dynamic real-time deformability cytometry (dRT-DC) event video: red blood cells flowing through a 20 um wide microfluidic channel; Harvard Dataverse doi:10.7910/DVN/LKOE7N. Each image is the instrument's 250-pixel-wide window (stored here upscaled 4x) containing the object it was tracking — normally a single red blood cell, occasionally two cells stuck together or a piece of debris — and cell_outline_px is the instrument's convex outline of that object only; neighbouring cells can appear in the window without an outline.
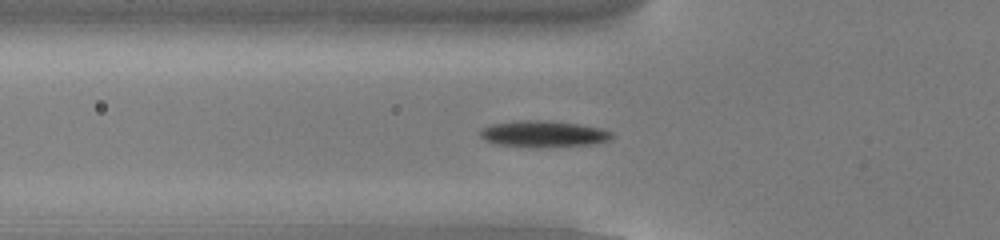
{"species": "common noctule bat (a hibernating species)", "species_latin": "Nyctalus noctula", "temperature_condition": "cold", "stored_images_in_passage": 53, "camera_frame_rate_fps": 3000, "um_per_image_px": 0.085, "animal": {"sex": "male", "body_mass_g": 13.0, "forearm_length_mm": 53.1}, "frame": {"image": 1, "passage_image": 18, "time_ms": 5.667, "image_size_px": [1000, 240], "cell_outline_px": [[616, 136], [608, 140], [596, 144], [536, 148], [532, 148], [496, 144], [484, 140], [480, 136], [480, 128], [492, 124], [516, 120], [552, 120], [580, 124], [600, 128], [612, 132]], "centroid_in_image_um": [46.2, 11.38], "position_along_channel_um": 79.6, "area_um2": 20.81}}
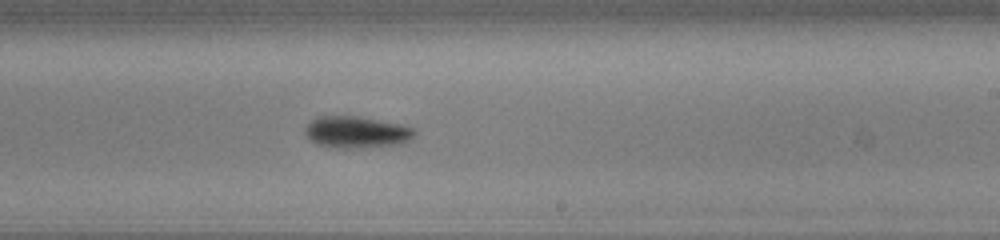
{"frame": {"image": 2, "passage_image": 32, "time_ms": 10.333, "image_size_px": [1000, 240], "cell_outline_px": [[416, 132], [404, 144], [364, 148], [336, 148], [316, 144], [304, 132], [304, 128], [316, 116], [356, 116], [400, 124], [416, 128]], "centroid_in_image_um": [30.32, 11.24], "position_along_channel_um": 258.7, "area_um2": 20.35}}
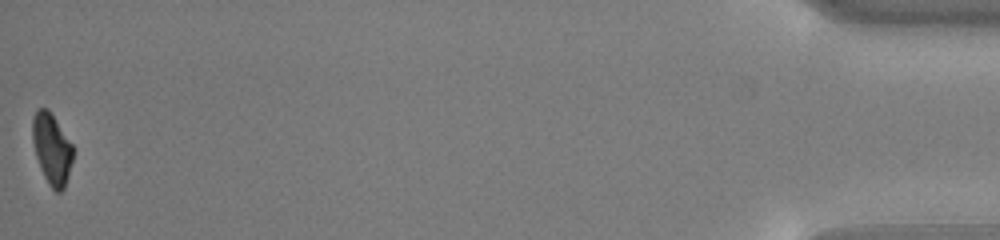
{"frame": {"image": 3, "passage_image": 53, "time_ms": 17.333, "image_size_px": [1000, 240], "cell_outline_px": [[72, 160], [68, 176], [64, 188], [60, 192], [56, 192], [48, 184], [40, 168], [36, 156], [32, 140], [32, 120], [36, 112], [40, 108], [48, 108], [72, 144]], "centroid_in_image_um": [4.39, 12.66], "position_along_channel_um": 430.8, "area_um2": 16.53}, "authors_computed_cell_mechanics": {"area_um2": 18.3226, "velocity_mm_per_s": 3.8317, "shape_relaxation_time_tau1_ms": 1.9793, "shape_relaxation_time_tau2_ms": null, "deformation_change_tau1": 0.1185, "deformation_change_tau2": null}}